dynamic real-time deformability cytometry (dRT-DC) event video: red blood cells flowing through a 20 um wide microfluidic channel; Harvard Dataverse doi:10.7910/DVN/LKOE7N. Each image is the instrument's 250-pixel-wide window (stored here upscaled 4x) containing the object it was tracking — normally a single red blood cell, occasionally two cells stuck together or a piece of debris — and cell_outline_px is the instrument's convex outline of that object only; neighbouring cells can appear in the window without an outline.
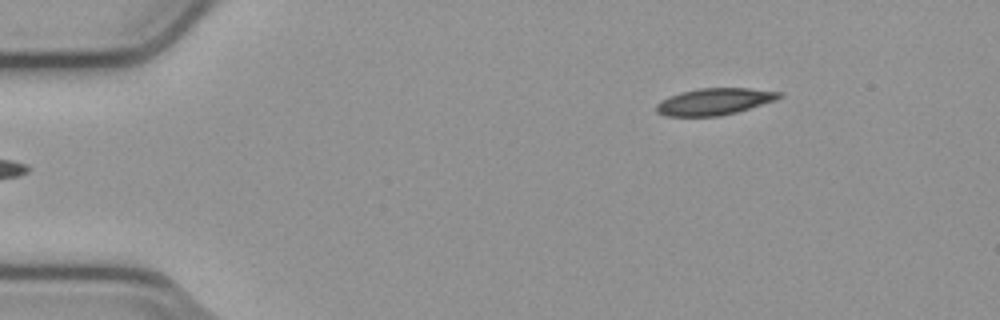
{"species": "common noctule bat (a hibernating species)", "species_latin": "Nyctalus noctula", "temperature_condition": "cold", "stored_images_in_passage": 47, "camera_frame_rate_fps": 3000, "um_per_image_px": 0.085, "animal": {"sex": "male", "body_mass_g": 23.1, "forearm_length_mm": 52.7}, "frame": {"image": 1, "passage_image": 1, "time_ms": 0.0, "image_size_px": [1000, 320], "cell_outline_px": [[784, 96], [776, 100], [736, 112], [720, 116], [668, 116], [656, 112], [656, 104], [660, 100], [668, 96], [680, 92], [700, 88], [748, 88], [784, 92]], "centroid_in_image_um": [60.73, 8.62], "position_along_channel_um": 24.3, "area_um2": 19.25}}
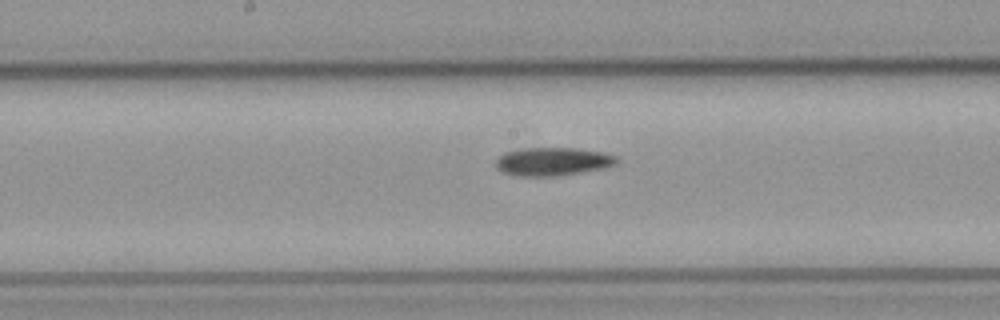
{"frame": {"image": 2, "passage_image": 21, "time_ms": 6.667, "image_size_px": [1000, 320], "cell_outline_px": [[620, 160], [616, 164], [604, 168], [560, 176], [512, 176], [500, 172], [496, 168], [496, 156], [504, 152], [524, 148], [576, 148], [604, 152], [620, 156]], "centroid_in_image_um": [46.98, 13.73], "position_along_channel_um": 201.2, "area_um2": 20.46}}
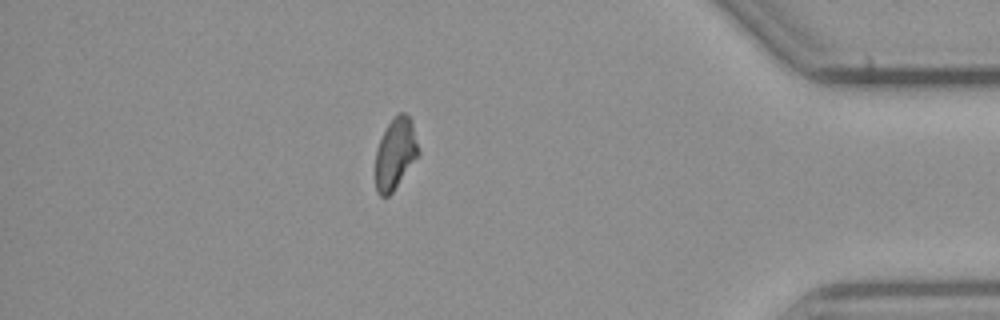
{"frame": {"image": 3, "passage_image": 40, "time_ms": 13.0, "image_size_px": [1000, 320], "cell_outline_px": [[420, 152], [392, 192], [388, 196], [380, 196], [376, 192], [376, 152], [380, 140], [388, 124], [400, 112], [404, 112], [408, 116], [412, 124], [420, 148]], "centroid_in_image_um": [33.61, 13.07], "position_along_channel_um": 401.6, "area_um2": 17.4}}